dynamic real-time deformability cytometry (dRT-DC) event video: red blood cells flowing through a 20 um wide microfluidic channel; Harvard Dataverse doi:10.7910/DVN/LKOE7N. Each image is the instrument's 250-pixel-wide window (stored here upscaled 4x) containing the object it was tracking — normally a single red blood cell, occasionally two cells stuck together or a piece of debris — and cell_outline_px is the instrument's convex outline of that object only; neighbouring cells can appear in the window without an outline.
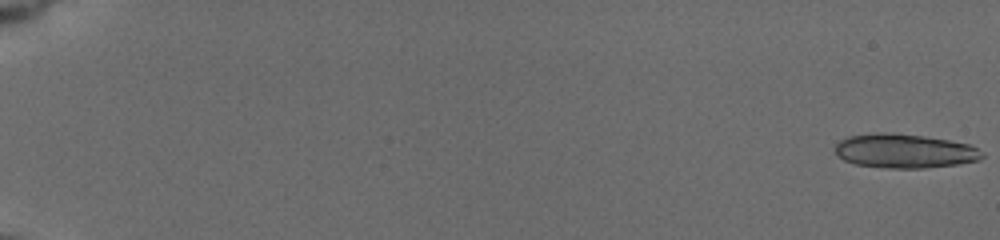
{"species": "common noctule bat (a hibernating species)", "species_latin": "Nyctalus noctula", "temperature_condition": "cold", "stored_images_in_passage": 17, "segment_of_instrument_passage": [1, 2], "camera_frame_rate_fps": 3000, "um_per_image_px": 0.085, "animal": {"sex": "female", "body_mass_g": 19.5, "forearm_length_mm": 54.1}, "frame": {"image": 1, "passage_image": 1, "time_ms": 0.0, "image_size_px": [1000, 240], "cell_outline_px": [[984, 156], [980, 160], [956, 164], [924, 168], [888, 168], [856, 164], [844, 160], [836, 152], [836, 144], [840, 140], [848, 136], [884, 132], [924, 136], [948, 140], [968, 144], [984, 152]], "centroid_in_image_um": [76.91, 12.84], "position_along_channel_um": 8.1, "area_um2": 28.96}}
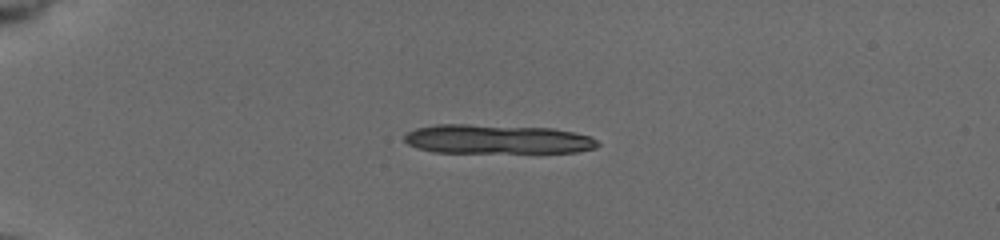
{"frame": {"image": 2, "passage_image": 6, "time_ms": 5.0, "image_size_px": [1000, 240], "cell_outline_px": [[600, 144], [596, 148], [576, 152], [432, 152], [408, 144], [404, 140], [404, 136], [408, 132], [416, 128], [436, 124], [468, 124], [552, 128], [592, 136]], "centroid_in_image_um": [42.27, 11.83], "position_along_channel_um": 42.7, "area_um2": 32.83}}